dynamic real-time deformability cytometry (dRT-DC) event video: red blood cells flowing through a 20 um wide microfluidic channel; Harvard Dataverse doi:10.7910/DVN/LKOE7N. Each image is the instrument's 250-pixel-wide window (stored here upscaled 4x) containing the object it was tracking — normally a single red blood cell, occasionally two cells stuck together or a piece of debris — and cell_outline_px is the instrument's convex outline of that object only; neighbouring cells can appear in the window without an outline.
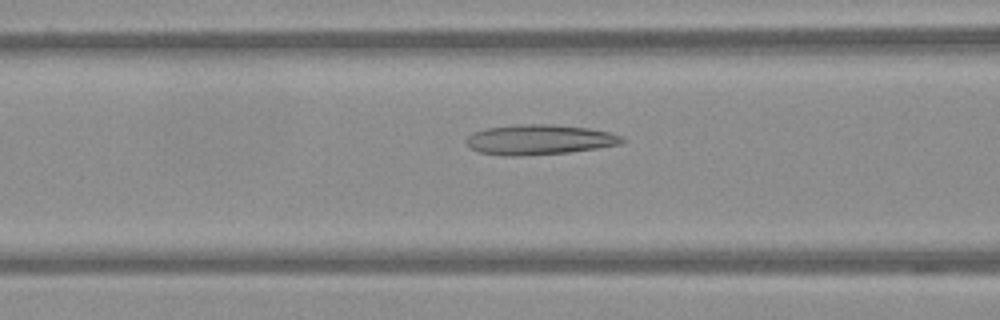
{"species": "Egyptian fruit bat (a non-hibernating species)", "species_latin": "Rousettus aegyptiacus", "temperature_condition": "warm", "stored_images_in_passage": 57, "camera_frame_rate_fps": 3000, "um_per_image_px": 0.085, "frame": {"image": 1, "passage_image": 23, "time_ms": 7.333, "image_size_px": [1000, 320], "cell_outline_px": [[628, 140], [620, 144], [596, 148], [568, 152], [520, 156], [504, 156], [476, 152], [464, 140], [468, 136], [476, 132], [488, 128], [520, 124], [552, 124], [588, 128], [608, 132], [624, 136]], "centroid_in_image_um": [45.86, 11.87], "position_along_channel_um": 120.7, "area_um2": 27.28}}
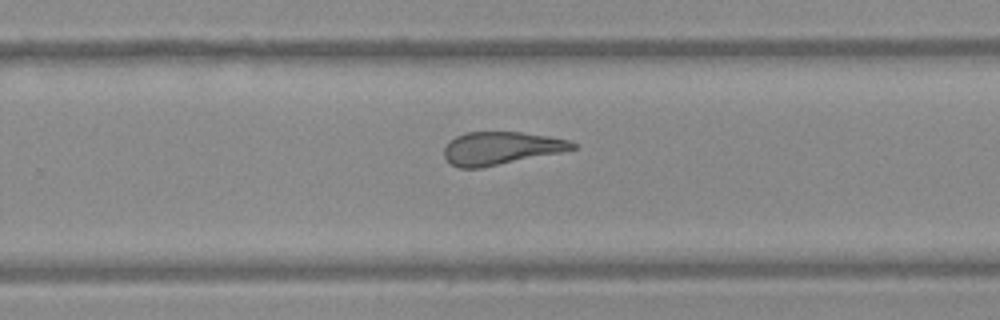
{"frame": {"image": 2, "passage_image": 37, "time_ms": 12.0, "image_size_px": [1000, 320], "cell_outline_px": [[580, 148], [480, 168], [460, 168], [452, 164], [444, 156], [444, 148], [456, 136], [464, 132], [520, 132], [548, 136], [568, 140], [576, 144]], "centroid_in_image_um": [42.59, 12.59], "position_along_channel_um": 287.2, "area_um2": 24.33}}
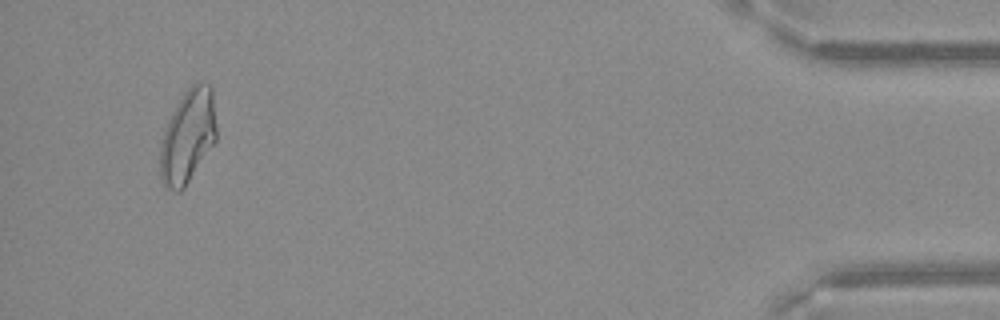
{"frame": {"image": 3, "passage_image": 54, "time_ms": 17.667, "image_size_px": [1000, 320], "cell_outline_px": [[216, 140], [184, 188], [180, 192], [176, 192], [164, 188], [160, 180], [160, 144], [164, 128], [176, 104], [184, 92], [192, 84], [208, 84], [212, 88], [216, 128]], "centroid_in_image_um": [15.93, 11.63], "position_along_channel_um": 419.3, "area_um2": 30.69}}